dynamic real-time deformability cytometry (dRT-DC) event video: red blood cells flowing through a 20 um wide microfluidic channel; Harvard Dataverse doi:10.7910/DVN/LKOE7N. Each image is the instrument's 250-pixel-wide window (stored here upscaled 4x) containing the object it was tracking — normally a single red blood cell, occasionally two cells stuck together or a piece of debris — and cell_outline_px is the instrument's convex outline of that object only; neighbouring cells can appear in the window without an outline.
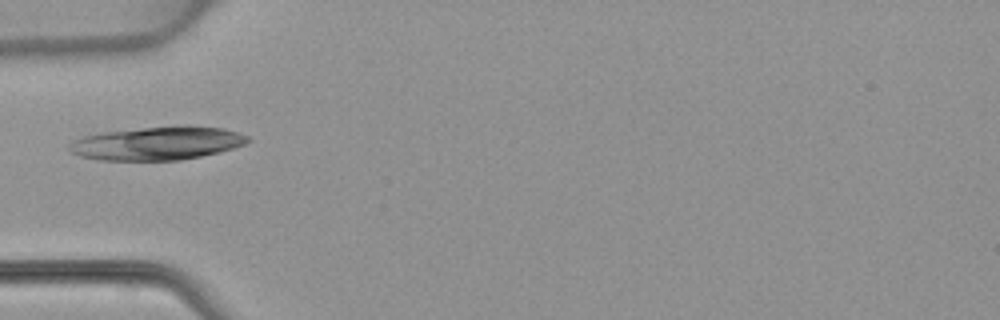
{"species": "common noctule bat (a hibernating species)", "species_latin": "Nyctalus noctula", "temperature_condition": "warm", "stored_images_in_passage": 4, "camera_frame_rate_fps": 3000, "um_per_image_px": 0.085, "animal": {"sex": "female", "body_mass_g": 22.7, "forearm_length_mm": 54.2}, "frame": {"image": 1, "passage_image": 4, "time_ms": 4.333, "image_size_px": [1000, 320], "cell_outline_px": [[252, 140], [244, 144], [220, 152], [180, 160], [96, 160], [80, 156], [68, 152], [68, 144], [72, 140], [84, 136], [100, 132], [180, 124], [188, 124], [224, 128], [248, 136]], "centroid_in_image_um": [13.35, 12.16], "position_along_channel_um": 71.7, "area_um2": 35.32}}